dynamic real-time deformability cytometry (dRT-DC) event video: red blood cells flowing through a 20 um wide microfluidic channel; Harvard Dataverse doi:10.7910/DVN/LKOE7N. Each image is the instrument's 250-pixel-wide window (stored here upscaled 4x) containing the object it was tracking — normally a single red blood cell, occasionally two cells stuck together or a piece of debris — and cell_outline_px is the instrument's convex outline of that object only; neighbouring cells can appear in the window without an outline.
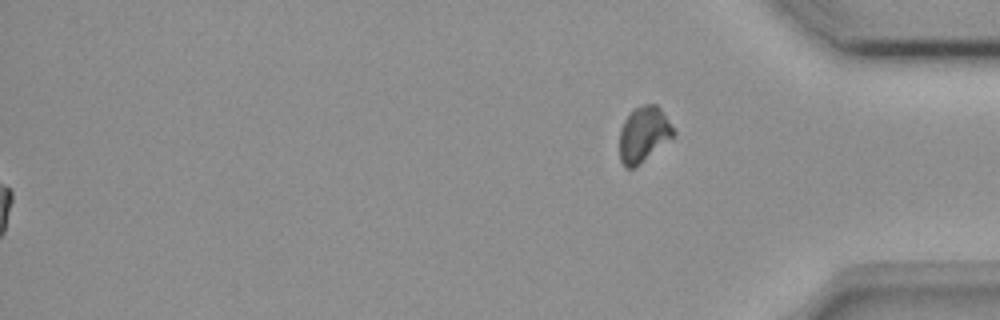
{"species": "common noctule bat (a hibernating species)", "species_latin": "Nyctalus noctula", "temperature_condition": "room temperature", "stored_images_in_passage": 53, "segment_of_instrument_passage": [2, 2], "camera_frame_rate_fps": 3000, "um_per_image_px": 0.085, "animal": {"sex": "female", "body_mass_g": 18.4}, "frame": {"image": 1, "passage_image": 53, "time_ms": 17.333, "image_size_px": [1000, 320], "cell_outline_px": [[676, 132], [672, 136], [640, 164], [632, 168], [624, 168], [620, 160], [620, 128], [624, 120], [636, 108], [644, 104], [656, 104], [660, 108]], "centroid_in_image_um": [54.68, 11.42], "position_along_channel_um": 380.5, "area_um2": 17.05}}